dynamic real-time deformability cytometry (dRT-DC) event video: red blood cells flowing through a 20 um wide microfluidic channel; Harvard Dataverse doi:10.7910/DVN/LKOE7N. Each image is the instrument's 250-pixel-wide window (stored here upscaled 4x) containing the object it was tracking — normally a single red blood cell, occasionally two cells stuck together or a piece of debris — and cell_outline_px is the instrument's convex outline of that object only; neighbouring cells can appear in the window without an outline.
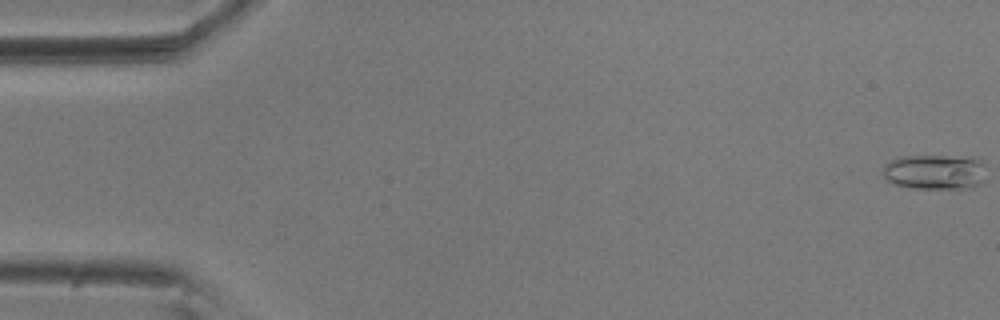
{"species": "common noctule bat (a hibernating species)", "species_latin": "Nyctalus noctula", "temperature_condition": "room temperature", "stored_images_in_passage": 57, "camera_frame_rate_fps": 3000, "um_per_image_px": 0.085, "animal": {"sex": "male", "body_mass_g": 20.5, "forearm_length_mm": 52.5}, "frame": {"image": 1, "passage_image": 1, "time_ms": 0.0, "image_size_px": [1000, 320], "cell_outline_px": [[984, 180], [980, 184], [972, 188], [916, 188], [896, 184], [888, 180], [884, 176], [884, 164], [896, 156], [944, 156], [980, 160], [984, 164]], "centroid_in_image_um": [79.45, 14.61], "position_along_channel_um": 5.6, "area_um2": 20.87}}
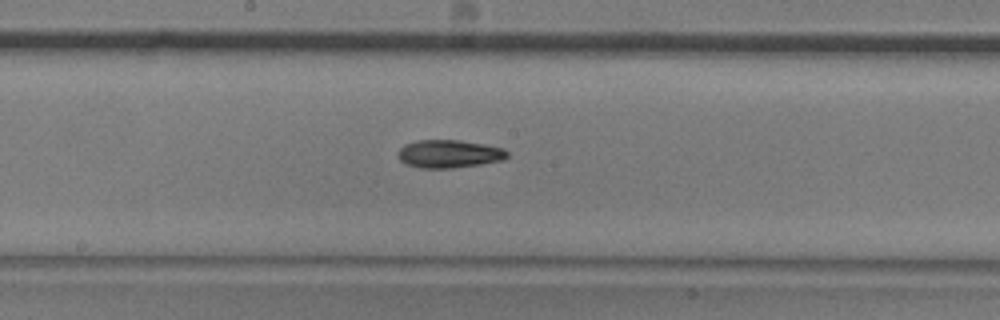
{"frame": {"image": 2, "passage_image": 30, "time_ms": 9.667, "image_size_px": [1000, 320], "cell_outline_px": [[508, 156], [504, 160], [480, 164], [452, 168], [420, 168], [404, 164], [400, 160], [400, 148], [404, 144], [416, 140], [460, 140], [484, 144], [504, 148], [508, 152]], "centroid_in_image_um": [38.19, 13.07], "position_along_channel_um": 210.0, "area_um2": 17.86}}
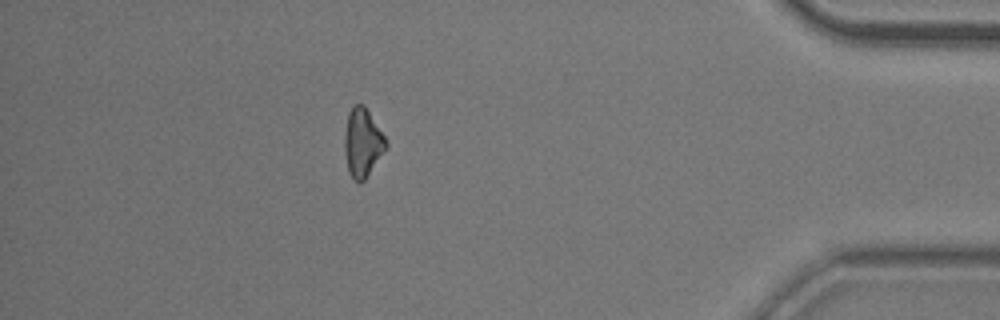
{"frame": {"image": 3, "passage_image": 50, "time_ms": 16.333, "image_size_px": [1000, 320], "cell_outline_px": [[388, 148], [364, 180], [360, 184], [348, 172], [344, 148], [344, 136], [348, 112], [352, 104], [364, 104], [384, 136], [388, 144]], "centroid_in_image_um": [30.82, 12.11], "position_along_channel_um": 404.4, "area_um2": 16.65}, "authors_computed_cell_mechanics": {"area_um2": 17.34, "velocity_mm_per_s": 3.6065, "shape_relaxation_time_tau1_ms": 3.8743, "shape_relaxation_time_tau2_ms": null, "deformation_change_tau1": 0.129, "deformation_change_tau2": null}}